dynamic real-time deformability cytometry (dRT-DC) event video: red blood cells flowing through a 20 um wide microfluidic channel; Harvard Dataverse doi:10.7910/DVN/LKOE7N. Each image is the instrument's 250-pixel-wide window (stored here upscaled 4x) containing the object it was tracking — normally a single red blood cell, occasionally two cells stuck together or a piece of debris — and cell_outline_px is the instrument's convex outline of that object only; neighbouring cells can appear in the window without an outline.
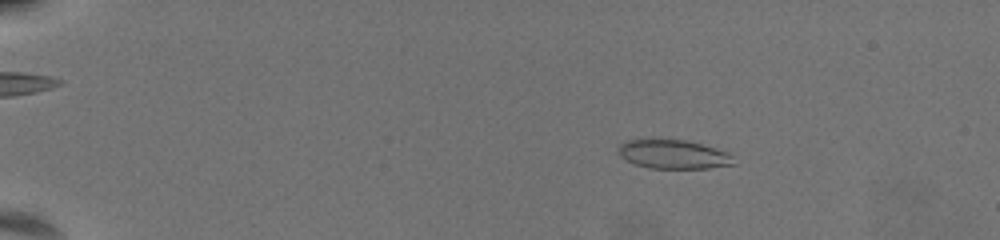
{"species": "common noctule bat (a hibernating species)", "species_latin": "Nyctalus noctula", "temperature_condition": "warm", "stored_images_in_passage": 63, "camera_frame_rate_fps": 3000, "um_per_image_px": 0.085, "animal": {"sex": "female", "body_mass_g": 19.5, "forearm_length_mm": 54.1}, "frame": {"image": 1, "passage_image": 13, "time_ms": 4.0, "image_size_px": [1000, 240], "cell_outline_px": [[736, 164], [708, 168], [652, 168], [636, 164], [620, 156], [616, 152], [620, 144], [628, 140], [684, 140], [700, 144], [728, 152], [732, 156]], "centroid_in_image_um": [57.24, 13.12], "position_along_channel_um": 27.8, "area_um2": 19.13}}
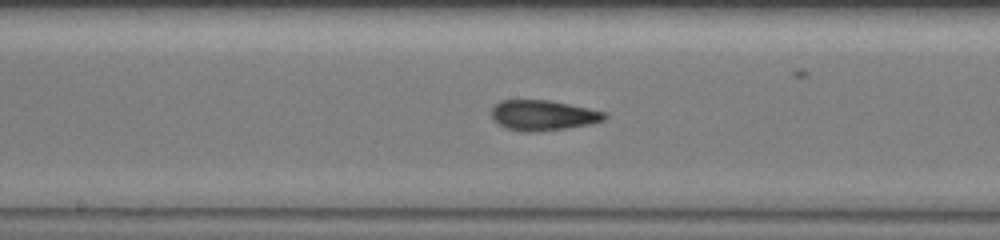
{"frame": {"image": 2, "passage_image": 37, "time_ms": 12.0, "image_size_px": [1000, 240], "cell_outline_px": [[608, 116], [604, 120], [592, 124], [540, 132], [524, 132], [508, 128], [492, 120], [492, 108], [500, 100], [548, 100], [568, 104], [604, 112]], "centroid_in_image_um": [46.15, 9.81], "position_along_channel_um": 202.0, "area_um2": 19.88}}
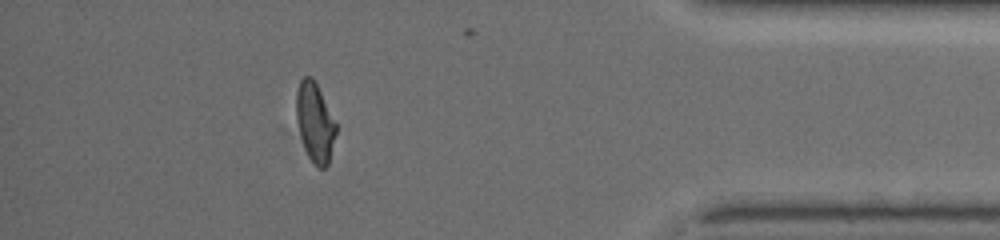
{"frame": {"image": 3, "passage_image": 57, "time_ms": 18.667, "image_size_px": [1000, 240], "cell_outline_px": [[336, 132], [328, 164], [324, 168], [320, 168], [308, 156], [304, 148], [296, 120], [296, 92], [300, 80], [304, 76], [312, 76], [316, 80], [336, 124]], "centroid_in_image_um": [26.75, 10.34], "position_along_channel_um": 408.4, "area_um2": 18.26}, "authors_computed_cell_mechanics": {"area_um2": 19.5364, "velocity_mm_per_s": 3.6011, "shape_relaxation_time_tau1_ms": null, "shape_relaxation_time_tau2_ms": 1.1928, "deformation_change_tau1": null, "deformation_change_tau2": 0.0687}}